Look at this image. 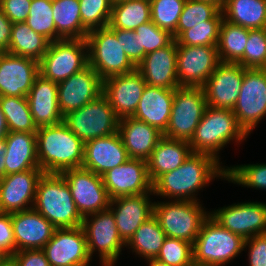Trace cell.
<instances>
[{"label":"cell","instance_id":"6da1fadb","mask_svg":"<svg viewBox=\"0 0 266 266\" xmlns=\"http://www.w3.org/2000/svg\"><path fill=\"white\" fill-rule=\"evenodd\" d=\"M221 164L208 154L192 152L177 169L164 173L153 183V194L168 200L198 201L196 193L212 180H226V167Z\"/></svg>","mask_w":266,"mask_h":266},{"label":"cell","instance_id":"7a4b0ae2","mask_svg":"<svg viewBox=\"0 0 266 266\" xmlns=\"http://www.w3.org/2000/svg\"><path fill=\"white\" fill-rule=\"evenodd\" d=\"M37 159L44 173L81 168L85 143L64 122L39 127L36 132Z\"/></svg>","mask_w":266,"mask_h":266},{"label":"cell","instance_id":"3957f363","mask_svg":"<svg viewBox=\"0 0 266 266\" xmlns=\"http://www.w3.org/2000/svg\"><path fill=\"white\" fill-rule=\"evenodd\" d=\"M248 136L232 110L207 106L188 143L192 152L208 154L220 162L222 148L230 141L240 145Z\"/></svg>","mask_w":266,"mask_h":266},{"label":"cell","instance_id":"277c9868","mask_svg":"<svg viewBox=\"0 0 266 266\" xmlns=\"http://www.w3.org/2000/svg\"><path fill=\"white\" fill-rule=\"evenodd\" d=\"M33 209L57 229L82 226L83 217L62 174L43 173L37 184Z\"/></svg>","mask_w":266,"mask_h":266},{"label":"cell","instance_id":"5b68a950","mask_svg":"<svg viewBox=\"0 0 266 266\" xmlns=\"http://www.w3.org/2000/svg\"><path fill=\"white\" fill-rule=\"evenodd\" d=\"M244 242L209 215L192 244L194 266H225L244 251Z\"/></svg>","mask_w":266,"mask_h":266},{"label":"cell","instance_id":"8992f818","mask_svg":"<svg viewBox=\"0 0 266 266\" xmlns=\"http://www.w3.org/2000/svg\"><path fill=\"white\" fill-rule=\"evenodd\" d=\"M200 203L199 201H157L154 202L153 215L167 237L182 239L193 244L203 222L209 216V211L207 212Z\"/></svg>","mask_w":266,"mask_h":266},{"label":"cell","instance_id":"52a82bcc","mask_svg":"<svg viewBox=\"0 0 266 266\" xmlns=\"http://www.w3.org/2000/svg\"><path fill=\"white\" fill-rule=\"evenodd\" d=\"M86 41L88 64L103 80L136 69L122 49L121 42L117 41L116 35L108 26L89 31Z\"/></svg>","mask_w":266,"mask_h":266},{"label":"cell","instance_id":"ba28073f","mask_svg":"<svg viewBox=\"0 0 266 266\" xmlns=\"http://www.w3.org/2000/svg\"><path fill=\"white\" fill-rule=\"evenodd\" d=\"M67 127L84 143L118 132L119 118L102 93L95 100L63 117Z\"/></svg>","mask_w":266,"mask_h":266},{"label":"cell","instance_id":"9c48e42d","mask_svg":"<svg viewBox=\"0 0 266 266\" xmlns=\"http://www.w3.org/2000/svg\"><path fill=\"white\" fill-rule=\"evenodd\" d=\"M206 107L207 102L202 87L175 88L169 123L163 136L189 142Z\"/></svg>","mask_w":266,"mask_h":266},{"label":"cell","instance_id":"30bf717a","mask_svg":"<svg viewBox=\"0 0 266 266\" xmlns=\"http://www.w3.org/2000/svg\"><path fill=\"white\" fill-rule=\"evenodd\" d=\"M88 65L86 39H61L49 43L39 61V74L59 83Z\"/></svg>","mask_w":266,"mask_h":266},{"label":"cell","instance_id":"8fae6325","mask_svg":"<svg viewBox=\"0 0 266 266\" xmlns=\"http://www.w3.org/2000/svg\"><path fill=\"white\" fill-rule=\"evenodd\" d=\"M88 253L98 251L101 266H115L126 243L119 236L113 213L107 209L83 218Z\"/></svg>","mask_w":266,"mask_h":266},{"label":"cell","instance_id":"7c38bea8","mask_svg":"<svg viewBox=\"0 0 266 266\" xmlns=\"http://www.w3.org/2000/svg\"><path fill=\"white\" fill-rule=\"evenodd\" d=\"M232 111L248 135L266 117V69H245L239 97Z\"/></svg>","mask_w":266,"mask_h":266},{"label":"cell","instance_id":"4fadbf2b","mask_svg":"<svg viewBox=\"0 0 266 266\" xmlns=\"http://www.w3.org/2000/svg\"><path fill=\"white\" fill-rule=\"evenodd\" d=\"M68 184L77 210L87 215L109 209L110 198L102 176L84 168L69 169L61 173Z\"/></svg>","mask_w":266,"mask_h":266},{"label":"cell","instance_id":"5bb4252c","mask_svg":"<svg viewBox=\"0 0 266 266\" xmlns=\"http://www.w3.org/2000/svg\"><path fill=\"white\" fill-rule=\"evenodd\" d=\"M209 215L223 228L244 239L266 233V203L240 202L223 206Z\"/></svg>","mask_w":266,"mask_h":266},{"label":"cell","instance_id":"9a60e30c","mask_svg":"<svg viewBox=\"0 0 266 266\" xmlns=\"http://www.w3.org/2000/svg\"><path fill=\"white\" fill-rule=\"evenodd\" d=\"M219 63L217 46L177 45L179 86L202 87Z\"/></svg>","mask_w":266,"mask_h":266},{"label":"cell","instance_id":"2e32d148","mask_svg":"<svg viewBox=\"0 0 266 266\" xmlns=\"http://www.w3.org/2000/svg\"><path fill=\"white\" fill-rule=\"evenodd\" d=\"M42 250L50 266H91L82 226L56 229Z\"/></svg>","mask_w":266,"mask_h":266},{"label":"cell","instance_id":"e0dca14e","mask_svg":"<svg viewBox=\"0 0 266 266\" xmlns=\"http://www.w3.org/2000/svg\"><path fill=\"white\" fill-rule=\"evenodd\" d=\"M58 85V107L64 117L103 93V79L88 64Z\"/></svg>","mask_w":266,"mask_h":266},{"label":"cell","instance_id":"ac0fdd59","mask_svg":"<svg viewBox=\"0 0 266 266\" xmlns=\"http://www.w3.org/2000/svg\"><path fill=\"white\" fill-rule=\"evenodd\" d=\"M110 199L153 192L147 161L130 158L102 175Z\"/></svg>","mask_w":266,"mask_h":266},{"label":"cell","instance_id":"d6986e66","mask_svg":"<svg viewBox=\"0 0 266 266\" xmlns=\"http://www.w3.org/2000/svg\"><path fill=\"white\" fill-rule=\"evenodd\" d=\"M245 69L238 63L220 62L202 86L207 106L232 110L239 97Z\"/></svg>","mask_w":266,"mask_h":266},{"label":"cell","instance_id":"ffe728a7","mask_svg":"<svg viewBox=\"0 0 266 266\" xmlns=\"http://www.w3.org/2000/svg\"><path fill=\"white\" fill-rule=\"evenodd\" d=\"M41 169L12 173L0 179V212L15 213L33 208Z\"/></svg>","mask_w":266,"mask_h":266},{"label":"cell","instance_id":"44dd1931","mask_svg":"<svg viewBox=\"0 0 266 266\" xmlns=\"http://www.w3.org/2000/svg\"><path fill=\"white\" fill-rule=\"evenodd\" d=\"M146 85L142 74L135 69L130 73L104 79L103 94L119 119L132 117Z\"/></svg>","mask_w":266,"mask_h":266},{"label":"cell","instance_id":"7402d4cb","mask_svg":"<svg viewBox=\"0 0 266 266\" xmlns=\"http://www.w3.org/2000/svg\"><path fill=\"white\" fill-rule=\"evenodd\" d=\"M38 74V61L0 52V96L27 97Z\"/></svg>","mask_w":266,"mask_h":266},{"label":"cell","instance_id":"603a6c76","mask_svg":"<svg viewBox=\"0 0 266 266\" xmlns=\"http://www.w3.org/2000/svg\"><path fill=\"white\" fill-rule=\"evenodd\" d=\"M153 192L120 196L110 200L109 210L113 213L119 236L127 243L135 231L153 215Z\"/></svg>","mask_w":266,"mask_h":266},{"label":"cell","instance_id":"cb8c5ba5","mask_svg":"<svg viewBox=\"0 0 266 266\" xmlns=\"http://www.w3.org/2000/svg\"><path fill=\"white\" fill-rule=\"evenodd\" d=\"M136 69L149 86L165 89L180 87L177 79L176 40L164 48L146 54Z\"/></svg>","mask_w":266,"mask_h":266},{"label":"cell","instance_id":"d4e9b609","mask_svg":"<svg viewBox=\"0 0 266 266\" xmlns=\"http://www.w3.org/2000/svg\"><path fill=\"white\" fill-rule=\"evenodd\" d=\"M129 159L122 139L116 132L85 143L82 168L102 176Z\"/></svg>","mask_w":266,"mask_h":266},{"label":"cell","instance_id":"484cf974","mask_svg":"<svg viewBox=\"0 0 266 266\" xmlns=\"http://www.w3.org/2000/svg\"><path fill=\"white\" fill-rule=\"evenodd\" d=\"M11 220L16 241V252L42 249L57 229L33 208L11 213Z\"/></svg>","mask_w":266,"mask_h":266},{"label":"cell","instance_id":"4316f807","mask_svg":"<svg viewBox=\"0 0 266 266\" xmlns=\"http://www.w3.org/2000/svg\"><path fill=\"white\" fill-rule=\"evenodd\" d=\"M33 121L37 128L63 122L58 107V85L38 74L27 95Z\"/></svg>","mask_w":266,"mask_h":266},{"label":"cell","instance_id":"83f0119b","mask_svg":"<svg viewBox=\"0 0 266 266\" xmlns=\"http://www.w3.org/2000/svg\"><path fill=\"white\" fill-rule=\"evenodd\" d=\"M118 133L129 158L147 160L163 133L156 127L133 117L119 119Z\"/></svg>","mask_w":266,"mask_h":266},{"label":"cell","instance_id":"f1b7e54d","mask_svg":"<svg viewBox=\"0 0 266 266\" xmlns=\"http://www.w3.org/2000/svg\"><path fill=\"white\" fill-rule=\"evenodd\" d=\"M174 92L175 89L146 85L132 117L158 128L163 133L169 123Z\"/></svg>","mask_w":266,"mask_h":266},{"label":"cell","instance_id":"f546056e","mask_svg":"<svg viewBox=\"0 0 266 266\" xmlns=\"http://www.w3.org/2000/svg\"><path fill=\"white\" fill-rule=\"evenodd\" d=\"M191 153L192 150L188 141L163 136L146 160L152 183L164 173L177 169Z\"/></svg>","mask_w":266,"mask_h":266},{"label":"cell","instance_id":"4dcf8cb0","mask_svg":"<svg viewBox=\"0 0 266 266\" xmlns=\"http://www.w3.org/2000/svg\"><path fill=\"white\" fill-rule=\"evenodd\" d=\"M5 140L6 175L40 169L37 159L36 133L8 132Z\"/></svg>","mask_w":266,"mask_h":266},{"label":"cell","instance_id":"1f68e13d","mask_svg":"<svg viewBox=\"0 0 266 266\" xmlns=\"http://www.w3.org/2000/svg\"><path fill=\"white\" fill-rule=\"evenodd\" d=\"M224 20L244 28H266V0H226Z\"/></svg>","mask_w":266,"mask_h":266},{"label":"cell","instance_id":"d6a6232c","mask_svg":"<svg viewBox=\"0 0 266 266\" xmlns=\"http://www.w3.org/2000/svg\"><path fill=\"white\" fill-rule=\"evenodd\" d=\"M49 41L33 31L25 22L13 23L9 48L6 52L40 61L47 52Z\"/></svg>","mask_w":266,"mask_h":266},{"label":"cell","instance_id":"836d02e7","mask_svg":"<svg viewBox=\"0 0 266 266\" xmlns=\"http://www.w3.org/2000/svg\"><path fill=\"white\" fill-rule=\"evenodd\" d=\"M56 33L62 39H86L88 31L81 22L79 0H53Z\"/></svg>","mask_w":266,"mask_h":266},{"label":"cell","instance_id":"e575fe53","mask_svg":"<svg viewBox=\"0 0 266 266\" xmlns=\"http://www.w3.org/2000/svg\"><path fill=\"white\" fill-rule=\"evenodd\" d=\"M149 21L150 0H123L113 3L108 27L131 31Z\"/></svg>","mask_w":266,"mask_h":266},{"label":"cell","instance_id":"d590c367","mask_svg":"<svg viewBox=\"0 0 266 266\" xmlns=\"http://www.w3.org/2000/svg\"><path fill=\"white\" fill-rule=\"evenodd\" d=\"M166 238L156 217L152 215L135 231L125 247L146 260L155 259Z\"/></svg>","mask_w":266,"mask_h":266},{"label":"cell","instance_id":"8d00e7d4","mask_svg":"<svg viewBox=\"0 0 266 266\" xmlns=\"http://www.w3.org/2000/svg\"><path fill=\"white\" fill-rule=\"evenodd\" d=\"M249 29L223 20L217 45L220 62L238 63L243 66V55Z\"/></svg>","mask_w":266,"mask_h":266},{"label":"cell","instance_id":"74e56055","mask_svg":"<svg viewBox=\"0 0 266 266\" xmlns=\"http://www.w3.org/2000/svg\"><path fill=\"white\" fill-rule=\"evenodd\" d=\"M0 107L9 132H37L27 97L0 96Z\"/></svg>","mask_w":266,"mask_h":266},{"label":"cell","instance_id":"f35d334b","mask_svg":"<svg viewBox=\"0 0 266 266\" xmlns=\"http://www.w3.org/2000/svg\"><path fill=\"white\" fill-rule=\"evenodd\" d=\"M223 20V12L220 11L213 19L197 23L193 28L183 31L175 39L177 45L217 46Z\"/></svg>","mask_w":266,"mask_h":266},{"label":"cell","instance_id":"ab89813d","mask_svg":"<svg viewBox=\"0 0 266 266\" xmlns=\"http://www.w3.org/2000/svg\"><path fill=\"white\" fill-rule=\"evenodd\" d=\"M53 0H32L25 23L50 43L62 38L56 33L53 19Z\"/></svg>","mask_w":266,"mask_h":266},{"label":"cell","instance_id":"60d3db41","mask_svg":"<svg viewBox=\"0 0 266 266\" xmlns=\"http://www.w3.org/2000/svg\"><path fill=\"white\" fill-rule=\"evenodd\" d=\"M186 0H150L151 21L176 39L179 17Z\"/></svg>","mask_w":266,"mask_h":266},{"label":"cell","instance_id":"b9f144b4","mask_svg":"<svg viewBox=\"0 0 266 266\" xmlns=\"http://www.w3.org/2000/svg\"><path fill=\"white\" fill-rule=\"evenodd\" d=\"M226 180L242 187L266 190V164L226 166Z\"/></svg>","mask_w":266,"mask_h":266},{"label":"cell","instance_id":"7bdbcfd3","mask_svg":"<svg viewBox=\"0 0 266 266\" xmlns=\"http://www.w3.org/2000/svg\"><path fill=\"white\" fill-rule=\"evenodd\" d=\"M220 11L217 6L209 2L186 0L177 24L176 38L197 23L213 19Z\"/></svg>","mask_w":266,"mask_h":266},{"label":"cell","instance_id":"ee69618b","mask_svg":"<svg viewBox=\"0 0 266 266\" xmlns=\"http://www.w3.org/2000/svg\"><path fill=\"white\" fill-rule=\"evenodd\" d=\"M81 22L89 32L109 25L112 5L111 0H79Z\"/></svg>","mask_w":266,"mask_h":266},{"label":"cell","instance_id":"f6af8a7d","mask_svg":"<svg viewBox=\"0 0 266 266\" xmlns=\"http://www.w3.org/2000/svg\"><path fill=\"white\" fill-rule=\"evenodd\" d=\"M155 260L168 266H194L192 244L167 237Z\"/></svg>","mask_w":266,"mask_h":266},{"label":"cell","instance_id":"bcb514c9","mask_svg":"<svg viewBox=\"0 0 266 266\" xmlns=\"http://www.w3.org/2000/svg\"><path fill=\"white\" fill-rule=\"evenodd\" d=\"M134 31L138 34L140 42V62L146 54L164 48L174 40L173 35L152 21L140 25Z\"/></svg>","mask_w":266,"mask_h":266},{"label":"cell","instance_id":"7dc6e473","mask_svg":"<svg viewBox=\"0 0 266 266\" xmlns=\"http://www.w3.org/2000/svg\"><path fill=\"white\" fill-rule=\"evenodd\" d=\"M243 67L266 69V28L249 29L243 55Z\"/></svg>","mask_w":266,"mask_h":266},{"label":"cell","instance_id":"c3c4849f","mask_svg":"<svg viewBox=\"0 0 266 266\" xmlns=\"http://www.w3.org/2000/svg\"><path fill=\"white\" fill-rule=\"evenodd\" d=\"M117 37L126 56L137 67L140 63V42L134 30L111 29Z\"/></svg>","mask_w":266,"mask_h":266},{"label":"cell","instance_id":"681fc988","mask_svg":"<svg viewBox=\"0 0 266 266\" xmlns=\"http://www.w3.org/2000/svg\"><path fill=\"white\" fill-rule=\"evenodd\" d=\"M245 248L249 250V266H266V233L245 239Z\"/></svg>","mask_w":266,"mask_h":266},{"label":"cell","instance_id":"f907efd6","mask_svg":"<svg viewBox=\"0 0 266 266\" xmlns=\"http://www.w3.org/2000/svg\"><path fill=\"white\" fill-rule=\"evenodd\" d=\"M32 0H0V9L12 23L25 22Z\"/></svg>","mask_w":266,"mask_h":266},{"label":"cell","instance_id":"816d5d0a","mask_svg":"<svg viewBox=\"0 0 266 266\" xmlns=\"http://www.w3.org/2000/svg\"><path fill=\"white\" fill-rule=\"evenodd\" d=\"M0 249L7 256H12L16 252L11 214L2 212H0Z\"/></svg>","mask_w":266,"mask_h":266},{"label":"cell","instance_id":"f5cc1de1","mask_svg":"<svg viewBox=\"0 0 266 266\" xmlns=\"http://www.w3.org/2000/svg\"><path fill=\"white\" fill-rule=\"evenodd\" d=\"M11 257L18 266H50L42 249L20 250Z\"/></svg>","mask_w":266,"mask_h":266},{"label":"cell","instance_id":"db71d44e","mask_svg":"<svg viewBox=\"0 0 266 266\" xmlns=\"http://www.w3.org/2000/svg\"><path fill=\"white\" fill-rule=\"evenodd\" d=\"M13 23L0 9V52H6L9 48Z\"/></svg>","mask_w":266,"mask_h":266},{"label":"cell","instance_id":"11a10c76","mask_svg":"<svg viewBox=\"0 0 266 266\" xmlns=\"http://www.w3.org/2000/svg\"><path fill=\"white\" fill-rule=\"evenodd\" d=\"M5 154L6 140L4 138L0 140V179L6 176Z\"/></svg>","mask_w":266,"mask_h":266},{"label":"cell","instance_id":"9f6ffc18","mask_svg":"<svg viewBox=\"0 0 266 266\" xmlns=\"http://www.w3.org/2000/svg\"><path fill=\"white\" fill-rule=\"evenodd\" d=\"M9 132L4 113L0 107V140L4 139Z\"/></svg>","mask_w":266,"mask_h":266},{"label":"cell","instance_id":"6f0895ef","mask_svg":"<svg viewBox=\"0 0 266 266\" xmlns=\"http://www.w3.org/2000/svg\"><path fill=\"white\" fill-rule=\"evenodd\" d=\"M197 1L209 2L217 6L221 11L224 8L225 3H226V0H197Z\"/></svg>","mask_w":266,"mask_h":266},{"label":"cell","instance_id":"680465c9","mask_svg":"<svg viewBox=\"0 0 266 266\" xmlns=\"http://www.w3.org/2000/svg\"><path fill=\"white\" fill-rule=\"evenodd\" d=\"M0 266H18V265L11 256H8L5 259L0 260Z\"/></svg>","mask_w":266,"mask_h":266},{"label":"cell","instance_id":"91938a15","mask_svg":"<svg viewBox=\"0 0 266 266\" xmlns=\"http://www.w3.org/2000/svg\"><path fill=\"white\" fill-rule=\"evenodd\" d=\"M147 263H148L147 265H149V266H168V265H165V264L158 262L155 259H147Z\"/></svg>","mask_w":266,"mask_h":266},{"label":"cell","instance_id":"94428289","mask_svg":"<svg viewBox=\"0 0 266 266\" xmlns=\"http://www.w3.org/2000/svg\"><path fill=\"white\" fill-rule=\"evenodd\" d=\"M6 257L8 256L0 249V260L5 259Z\"/></svg>","mask_w":266,"mask_h":266},{"label":"cell","instance_id":"6125c7cd","mask_svg":"<svg viewBox=\"0 0 266 266\" xmlns=\"http://www.w3.org/2000/svg\"><path fill=\"white\" fill-rule=\"evenodd\" d=\"M113 3L119 2V1H123V0H111Z\"/></svg>","mask_w":266,"mask_h":266}]
</instances>
